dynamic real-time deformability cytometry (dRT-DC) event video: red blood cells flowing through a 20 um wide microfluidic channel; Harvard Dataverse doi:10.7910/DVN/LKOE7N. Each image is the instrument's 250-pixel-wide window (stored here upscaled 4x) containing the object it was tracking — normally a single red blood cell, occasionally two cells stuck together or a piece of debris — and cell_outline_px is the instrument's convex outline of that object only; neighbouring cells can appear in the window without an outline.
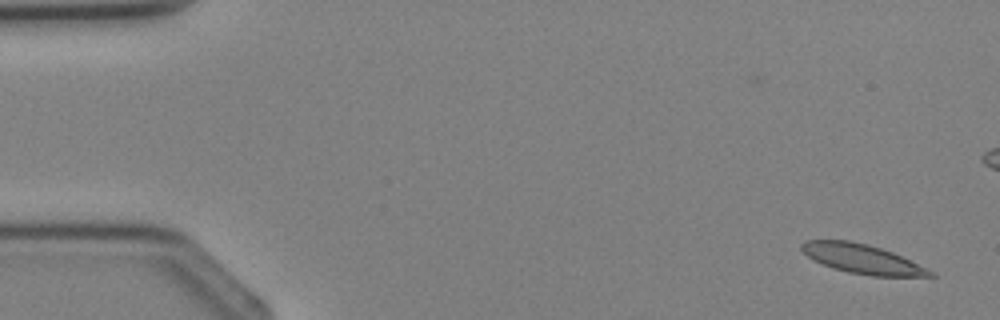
{"species": "Egyptian fruit bat (a non-hibernating species)", "species_latin": "Rousettus aegyptiacus", "temperature_condition": "cold", "stored_images_in_passage": 5, "segment_of_instrument_passage": [1, 2], "camera_frame_rate_fps": 3000, "um_per_image_px": 0.085, "animal": {"sex": "female"}, "frame": {"image": 1, "passage_image": 1, "time_ms": 0.0, "image_size_px": [1000, 320], "cell_outline_px": [[936, 276], [872, 276], [848, 272], [832, 268], [812, 260], [800, 248], [800, 244], [804, 240], [848, 240], [868, 244], [892, 252], [932, 272]], "centroid_in_image_um": [73.18, 21.99], "position_along_channel_um": 11.8, "area_um2": 21.62}}
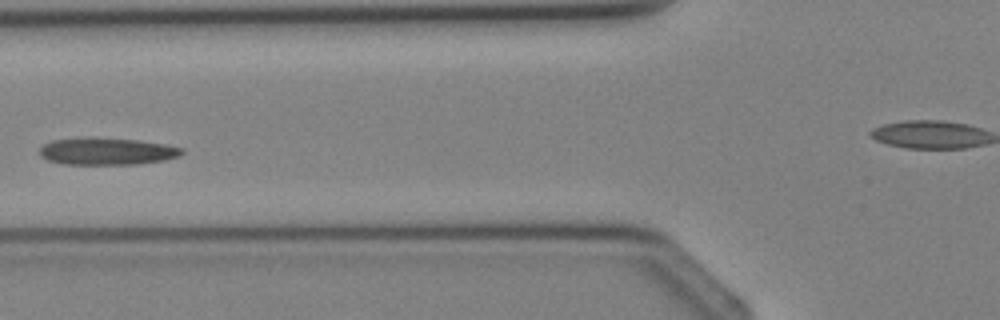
{"frame": {"image": 2, "passage_image": 4, "time_ms": 4.333, "image_size_px": [1000, 320], "cell_outline_px": [[184, 152], [180, 156], [164, 160], [136, 164], [64, 164], [48, 160], [40, 156], [40, 148], [44, 144], [52, 140], [136, 140], [164, 144], [184, 148]], "centroid_in_image_um": [9.14, 12.91], "position_along_channel_um": 116.7, "area_um2": 21.44}}